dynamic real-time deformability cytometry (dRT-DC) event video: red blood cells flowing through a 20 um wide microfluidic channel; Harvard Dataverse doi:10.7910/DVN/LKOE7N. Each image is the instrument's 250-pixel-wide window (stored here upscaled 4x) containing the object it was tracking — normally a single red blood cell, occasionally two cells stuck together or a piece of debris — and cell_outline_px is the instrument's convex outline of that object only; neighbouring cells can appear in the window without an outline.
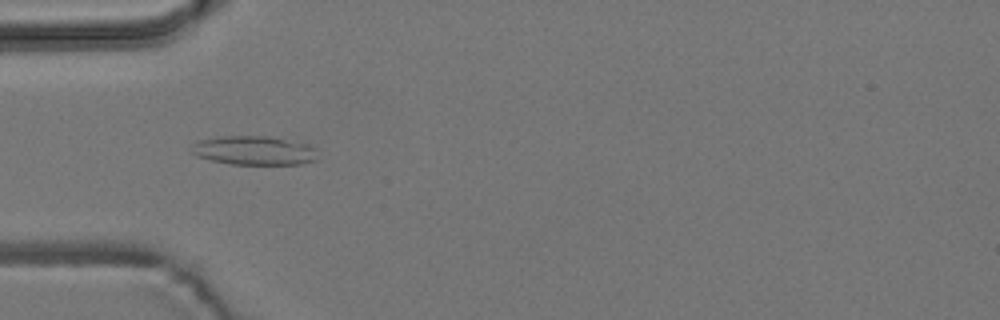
{"species": "common noctule bat (a hibernating species)", "species_latin": "Nyctalus noctula", "temperature_condition": "room temperature", "stored_images_in_passage": 6, "camera_frame_rate_fps": 3000, "um_per_image_px": 0.085, "animal": {"sex": "male", "body_mass_g": 19.2, "forearm_length_mm": 51.8}, "frame": {"image": 1, "passage_image": 4, "time_ms": 4.667, "image_size_px": [1000, 320], "cell_outline_px": [[316, 160], [300, 164], [232, 164], [212, 160], [196, 156], [188, 148], [200, 140], [220, 136], [268, 136], [308, 144], [312, 148]], "centroid_in_image_um": [21.53, 12.79], "position_along_channel_um": 63.5, "area_um2": 21.04}}
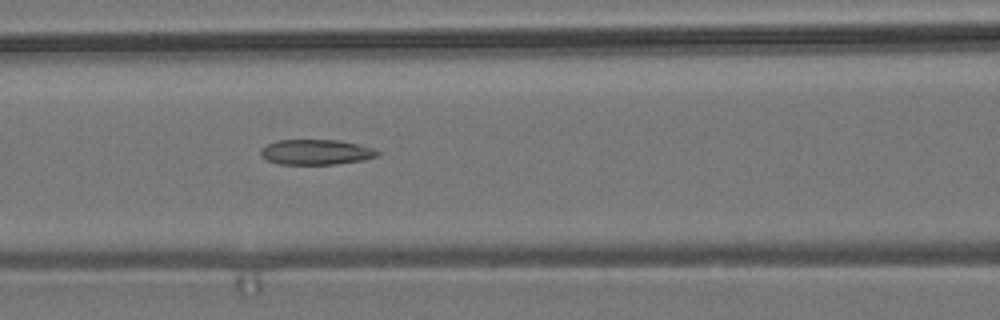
{"frame": {"image": 2, "passage_image": 6, "time_ms": 6.667, "image_size_px": [1000, 320], "cell_outline_px": [[380, 152], [376, 156], [364, 160], [336, 164], [280, 164], [268, 160], [260, 156], [260, 148], [276, 140], [340, 140], [376, 148]], "centroid_in_image_um": [26.87, 12.92], "position_along_channel_um": 139.7, "area_um2": 17.28}}